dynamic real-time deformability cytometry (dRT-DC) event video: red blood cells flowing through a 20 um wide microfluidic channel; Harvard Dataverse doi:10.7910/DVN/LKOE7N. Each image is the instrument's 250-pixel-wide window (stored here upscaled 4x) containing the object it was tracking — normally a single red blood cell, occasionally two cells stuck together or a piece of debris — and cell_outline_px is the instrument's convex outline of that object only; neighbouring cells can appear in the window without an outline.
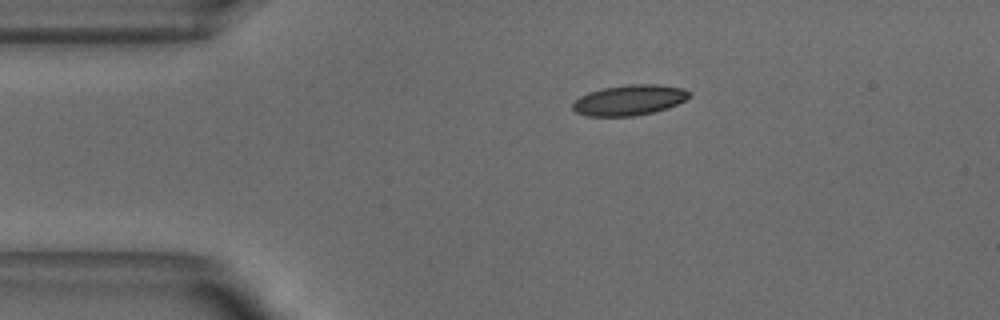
{"species": "common noctule bat (a hibernating species)", "species_latin": "Nyctalus noctula", "temperature_condition": "warm", "stored_images_in_passage": 43, "camera_frame_rate_fps": 3000, "um_per_image_px": 0.085, "animal": {"sex": "male", "body_mass_g": 18.8}, "frame": {"image": 1, "passage_image": 1, "time_ms": 0.0, "image_size_px": [1000, 320], "cell_outline_px": [[692, 96], [668, 108], [636, 116], [588, 116], [576, 112], [572, 108], [572, 104], [580, 96], [588, 92], [600, 88], [624, 84], [660, 84], [684, 88], [692, 92]], "centroid_in_image_um": [53.51, 8.49], "position_along_channel_um": 31.5, "area_um2": 20.98}}
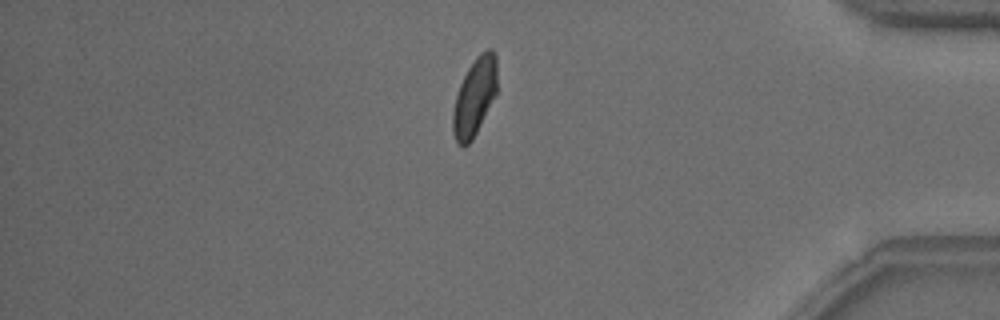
{"frame": {"image": 2, "passage_image": 35, "time_ms": 11.333, "image_size_px": [1000, 320], "cell_outline_px": [[496, 92], [472, 140], [464, 148], [456, 144], [452, 132], [452, 112], [456, 96], [460, 84], [468, 68], [476, 56], [480, 52], [488, 48], [492, 48], [496, 56]], "centroid_in_image_um": [40.3, 8.25], "position_along_channel_um": 394.9, "area_um2": 19.94}}
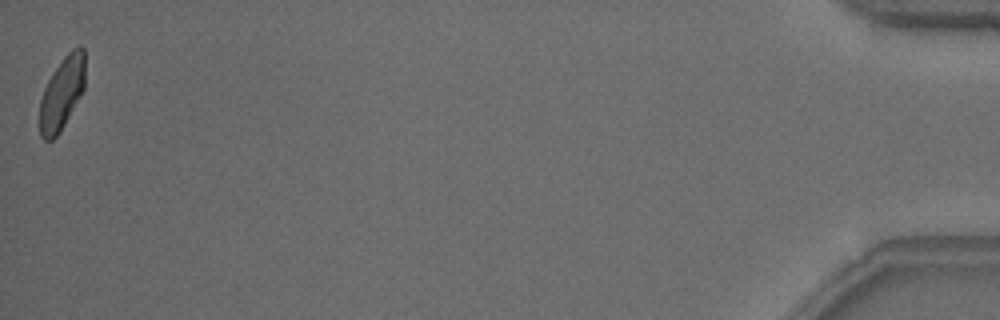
{"frame": {"image": 3, "passage_image": 43, "time_ms": 14.0, "image_size_px": [1000, 320], "cell_outline_px": [[84, 88], [80, 96], [60, 132], [52, 140], [44, 140], [40, 136], [40, 100], [44, 88], [52, 72], [64, 56], [72, 48], [80, 44], [84, 48]], "centroid_in_image_um": [5.26, 7.9], "position_along_channel_um": 429.9, "area_um2": 19.19}, "authors_computed_cell_mechanics": {"area_um2": 20.3456, "velocity_mm_per_s": 3.8424, "shape_relaxation_time_tau1_ms": 4.1306, "shape_relaxation_time_tau2_ms": 1.8296, "deformation_change_tau1": 0.1427, "deformation_change_tau2": 0.0581}}